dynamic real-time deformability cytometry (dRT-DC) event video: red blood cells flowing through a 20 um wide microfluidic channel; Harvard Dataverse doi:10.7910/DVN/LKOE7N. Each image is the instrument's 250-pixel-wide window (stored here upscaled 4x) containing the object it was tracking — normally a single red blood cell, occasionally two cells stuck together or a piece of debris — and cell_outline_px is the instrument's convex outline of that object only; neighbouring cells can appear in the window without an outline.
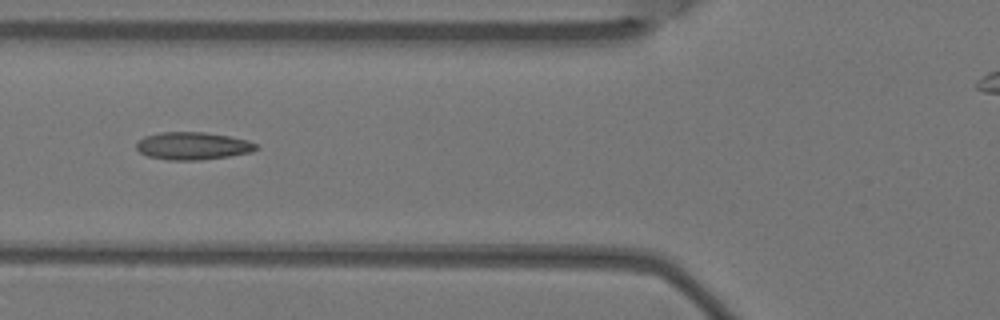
{"species": "Egyptian fruit bat (a non-hibernating species)", "species_latin": "Rousettus aegyptiacus", "temperature_condition": "warm", "stored_images_in_passage": 6, "camera_frame_rate_fps": 3000, "um_per_image_px": 0.085, "animal": {"sex": "female"}, "frame": {"image": 1, "passage_image": 6, "time_ms": 1.667, "image_size_px": [1000, 320], "cell_outline_px": [[260, 148], [252, 152], [228, 156], [200, 160], [168, 160], [148, 156], [140, 152], [136, 148], [136, 144], [144, 136], [160, 132], [204, 132], [228, 136], [248, 140], [260, 144]], "centroid_in_image_um": [16.43, 12.4], "position_along_channel_um": 109.4, "area_um2": 19.36}}